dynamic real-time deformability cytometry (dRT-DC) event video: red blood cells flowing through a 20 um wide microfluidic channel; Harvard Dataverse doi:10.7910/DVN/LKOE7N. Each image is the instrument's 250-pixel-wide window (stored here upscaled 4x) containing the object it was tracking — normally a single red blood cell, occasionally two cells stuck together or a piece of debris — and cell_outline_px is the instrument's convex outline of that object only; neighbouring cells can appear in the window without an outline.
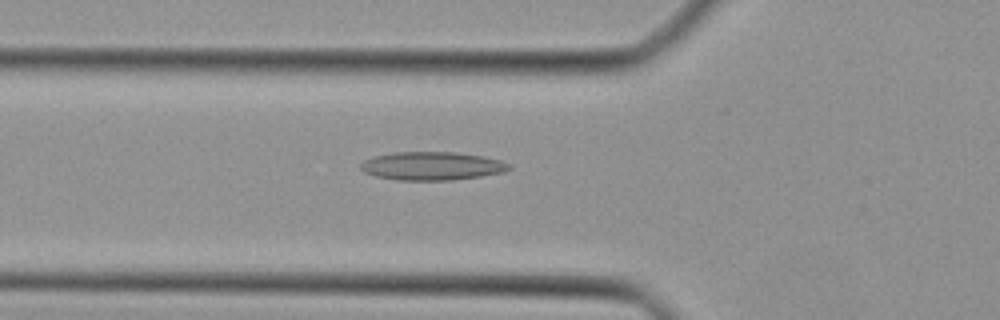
{"species": "Egyptian fruit bat (a non-hibernating species)", "species_latin": "Rousettus aegyptiacus", "temperature_condition": "cold", "stored_images_in_passage": 18, "camera_frame_rate_fps": 3000, "um_per_image_px": 0.085, "animal": {"sex": "female"}, "frame": {"image": 1, "passage_image": 16, "time_ms": 5.0, "image_size_px": [1000, 320], "cell_outline_px": [[512, 168], [504, 172], [480, 176], [452, 180], [396, 180], [376, 176], [364, 172], [360, 168], [360, 164], [364, 160], [372, 156], [396, 152], [456, 152], [484, 156], [500, 160], [512, 164]], "centroid_in_image_um": [36.73, 14.1], "position_along_channel_um": 89.1, "area_um2": 24.68}}